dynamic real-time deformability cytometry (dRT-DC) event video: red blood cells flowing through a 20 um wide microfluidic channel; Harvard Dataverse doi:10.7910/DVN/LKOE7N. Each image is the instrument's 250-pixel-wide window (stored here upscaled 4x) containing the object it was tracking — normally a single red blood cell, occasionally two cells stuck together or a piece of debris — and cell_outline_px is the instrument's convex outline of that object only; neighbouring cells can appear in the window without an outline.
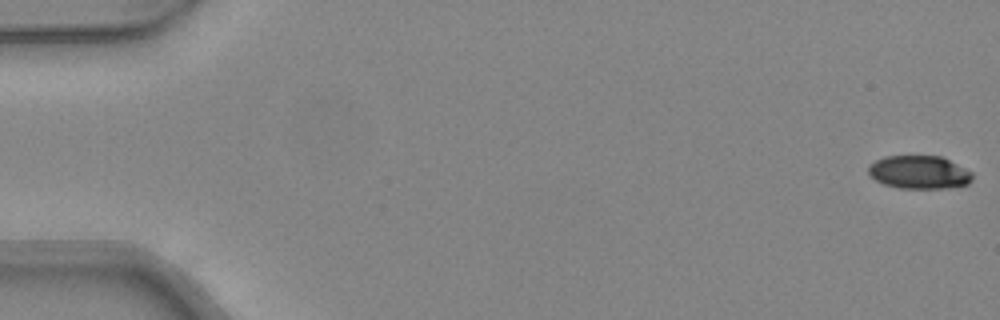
{"species": "common noctule bat (a hibernating species)", "species_latin": "Nyctalus noctula", "temperature_condition": "warm", "stored_images_in_passage": 48, "camera_frame_rate_fps": 3000, "um_per_image_px": 0.085, "animal": {"sex": "female", "body_mass_g": 24.6, "forearm_length_mm": 56.2}, "frame": {"image": 1, "passage_image": 1, "time_ms": 0.0, "image_size_px": [1000, 320], "cell_outline_px": [[972, 180], [968, 184], [948, 188], [900, 188], [884, 184], [868, 176], [868, 164], [884, 156], [940, 156], [972, 172]], "centroid_in_image_um": [78.09, 14.64], "position_along_channel_um": 6.9, "area_um2": 20.11}}
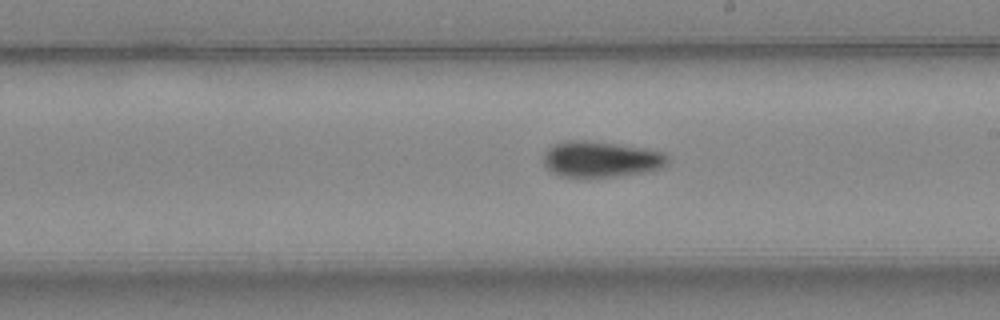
{"frame": {"image": 2, "passage_image": 28, "time_ms": 9.0, "image_size_px": [1000, 320], "cell_outline_px": [[668, 164], [660, 168], [644, 172], [588, 180], [560, 176], [548, 172], [544, 168], [544, 152], [552, 144], [568, 140], [588, 140], [616, 144], [664, 152], [668, 156]], "centroid_in_image_um": [50.99, 13.57], "position_along_channel_um": 238.0, "area_um2": 26.76}}
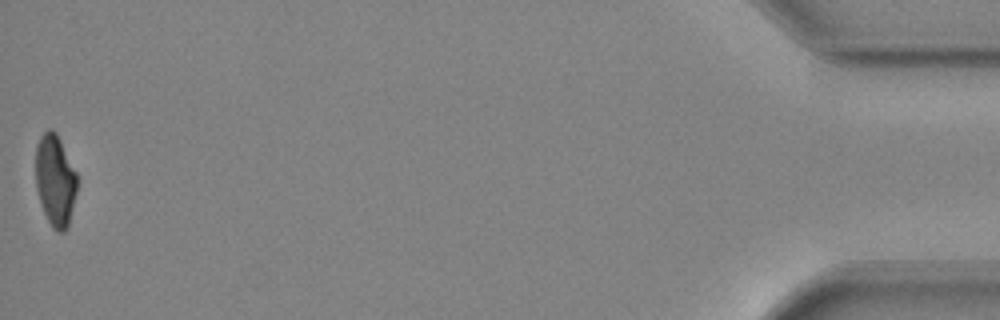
{"frame": {"image": 3, "passage_image": 48, "time_ms": 15.667, "image_size_px": [1000, 320], "cell_outline_px": [[76, 192], [68, 228], [64, 232], [56, 232], [52, 228], [40, 204], [36, 188], [36, 144], [40, 136], [48, 128], [52, 128], [56, 132], [76, 172]], "centroid_in_image_um": [4.67, 15.34], "position_along_channel_um": 430.5, "area_um2": 22.14}, "authors_computed_cell_mechanics": {"area_um2": 23.698, "velocity_mm_per_s": 4.375, "shape_relaxation_time_tau1_ms": 5.8082, "shape_relaxation_time_tau2_ms": null, "deformation_change_tau1": 0.1743, "deformation_change_tau2": null}}